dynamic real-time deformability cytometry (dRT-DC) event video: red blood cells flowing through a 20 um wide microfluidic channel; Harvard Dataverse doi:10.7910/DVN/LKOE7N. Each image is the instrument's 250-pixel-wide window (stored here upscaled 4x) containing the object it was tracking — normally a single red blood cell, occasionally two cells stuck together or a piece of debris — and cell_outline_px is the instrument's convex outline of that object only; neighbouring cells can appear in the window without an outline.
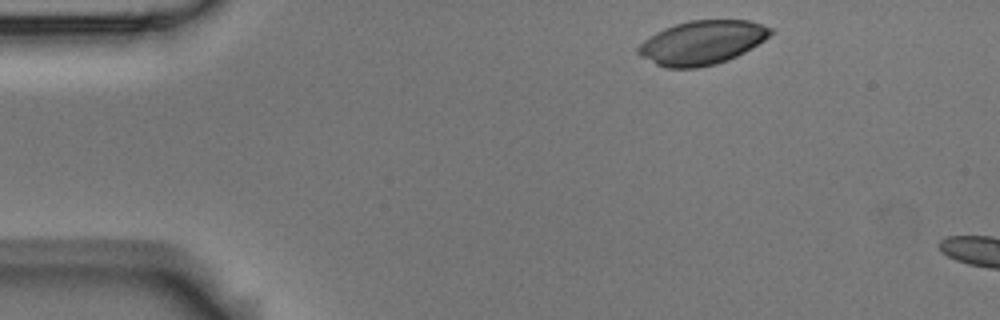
{"species": "Egyptian fruit bat (a non-hibernating species)", "species_latin": "Rousettus aegyptiacus", "temperature_condition": "room temperature", "stored_images_in_passage": 2, "camera_frame_rate_fps": 3000, "um_per_image_px": 0.085, "animal": {"sex": "male"}, "frame": {"image": 1, "passage_image": 1, "time_ms": 0.0, "image_size_px": [1000, 320], "cell_outline_px": [[772, 32], [764, 40], [752, 48], [728, 60], [716, 64], [696, 68], [664, 68], [640, 56], [636, 52], [636, 48], [644, 40], [656, 32], [664, 28], [676, 24], [692, 20], [748, 20], [772, 28]], "centroid_in_image_um": [59.64, 3.63], "position_along_channel_um": 25.4, "area_um2": 33.76}}